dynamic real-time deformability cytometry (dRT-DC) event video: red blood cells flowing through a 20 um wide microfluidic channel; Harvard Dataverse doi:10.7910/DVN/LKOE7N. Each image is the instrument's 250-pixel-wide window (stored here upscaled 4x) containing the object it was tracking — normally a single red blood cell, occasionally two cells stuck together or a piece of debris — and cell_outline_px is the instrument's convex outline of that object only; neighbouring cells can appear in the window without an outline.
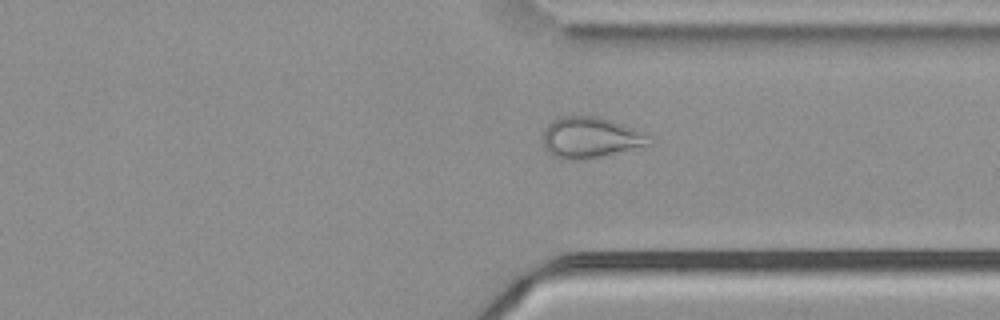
{"species": "common noctule bat (a hibernating species)", "species_latin": "Nyctalus noctula", "temperature_condition": "cold", "stored_images_in_passage": 43, "camera_frame_rate_fps": 3000, "um_per_image_px": 0.085, "animal": {"sex": "male", "body_mass_g": 21.5, "forearm_length_mm": 52.0}, "frame": {"image": 1, "passage_image": 30, "time_ms": 9.667, "image_size_px": [1000, 320], "cell_outline_px": [[652, 144], [596, 156], [572, 160], [560, 160], [552, 156], [544, 148], [544, 128], [552, 120], [560, 116], [600, 116], [648, 132]], "centroid_in_image_um": [50.18, 11.66], "position_along_channel_um": 361.2, "area_um2": 25.37}}
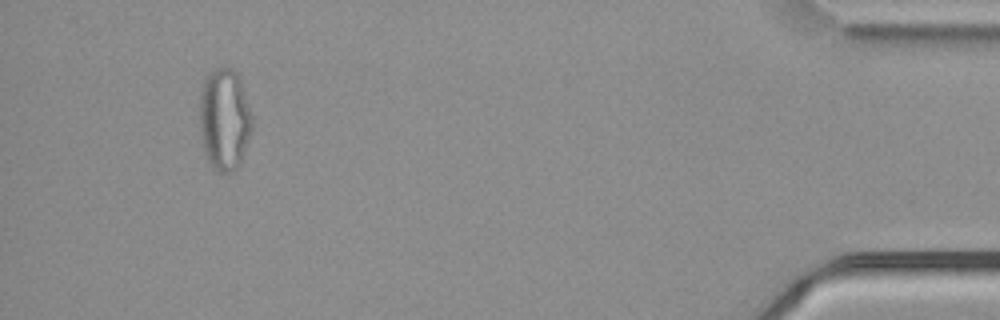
{"frame": {"image": 2, "passage_image": 40, "time_ms": 13.0, "image_size_px": [1000, 320], "cell_outline_px": [[252, 128], [240, 164], [232, 172], [216, 172], [212, 168], [208, 160], [204, 148], [200, 132], [200, 92], [204, 80], [208, 72], [212, 68], [228, 64], [240, 76], [252, 116]], "centroid_in_image_um": [19.07, 10.08], "position_along_channel_um": 416.1, "area_um2": 31.67}, "authors_computed_cell_mechanics": {"area_um2": 26.5302, "velocity_mm_per_s": 3.7611, "shape_relaxation_time_tau1_ms": null, "shape_relaxation_time_tau2_ms": 2.0641, "deformation_change_tau1": null, "deformation_change_tau2": 0.0848}}